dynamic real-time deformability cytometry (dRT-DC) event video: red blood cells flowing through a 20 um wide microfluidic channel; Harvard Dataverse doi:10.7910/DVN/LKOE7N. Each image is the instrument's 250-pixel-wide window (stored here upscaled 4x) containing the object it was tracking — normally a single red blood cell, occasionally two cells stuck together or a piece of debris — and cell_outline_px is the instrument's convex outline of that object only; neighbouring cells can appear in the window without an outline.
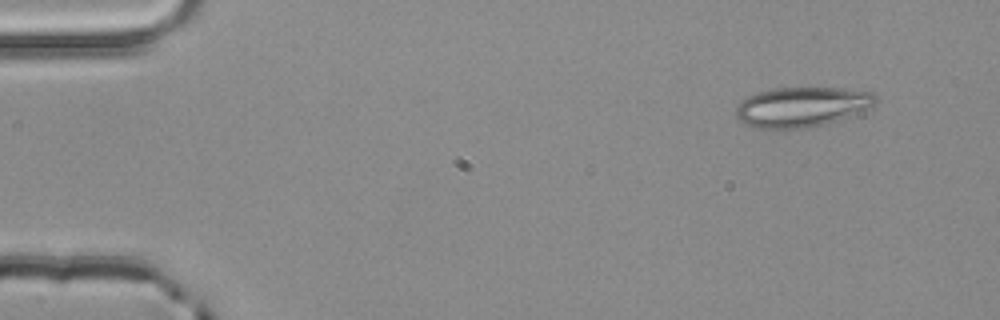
{"species": "common noctule bat (a hibernating species)", "species_latin": "Nyctalus noctula", "temperature_condition": "room temperature", "stored_images_in_passage": 3, "camera_frame_rate_fps": 3000, "um_per_image_px": 0.085, "animal": {"sex": "male", "body_mass_g": 20.4}, "frame": {"image": 1, "passage_image": 1, "time_ms": 0.0, "image_size_px": [1000, 320], "cell_outline_px": [[876, 104], [872, 108], [852, 116], [824, 124], [804, 128], [760, 128], [744, 124], [736, 116], [736, 108], [748, 96], [756, 92], [772, 88], [844, 88], [872, 92], [876, 96]], "centroid_in_image_um": [68.21, 9.08], "position_along_channel_um": 16.8, "area_um2": 32.54}}